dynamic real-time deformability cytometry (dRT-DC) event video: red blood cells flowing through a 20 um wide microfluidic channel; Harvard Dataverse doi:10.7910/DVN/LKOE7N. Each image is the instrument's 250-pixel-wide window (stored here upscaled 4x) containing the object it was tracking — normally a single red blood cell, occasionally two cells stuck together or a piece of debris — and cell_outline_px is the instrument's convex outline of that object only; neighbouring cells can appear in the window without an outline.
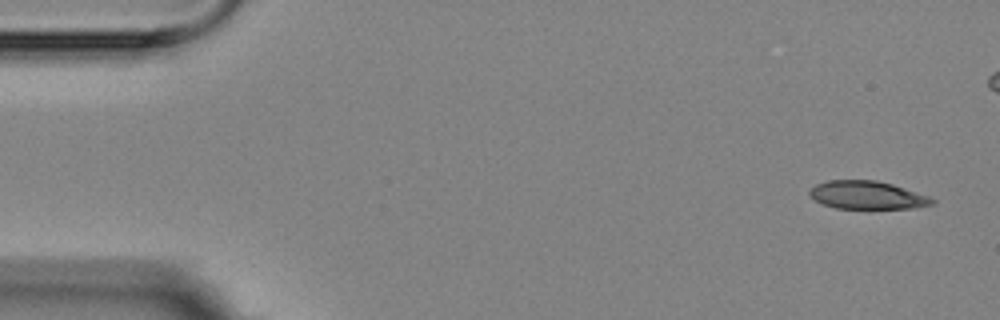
{"species": "Egyptian fruit bat (a non-hibernating species)", "species_latin": "Rousettus aegyptiacus", "temperature_condition": "room temperature", "stored_images_in_passage": 4, "camera_frame_rate_fps": 3000, "um_per_image_px": 0.085, "animal": {"sex": "female"}, "frame": {"image": 1, "passage_image": 1, "time_ms": 0.0, "image_size_px": [1000, 320], "cell_outline_px": [[936, 204], [916, 208], [836, 208], [824, 204], [816, 200], [808, 192], [816, 184], [828, 180], [876, 180], [892, 184], [928, 196], [936, 200]], "centroid_in_image_um": [73.75, 16.58], "position_along_channel_um": 11.2, "area_um2": 19.88}}